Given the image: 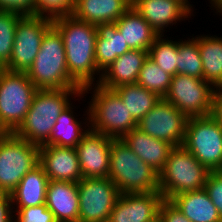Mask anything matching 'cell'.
Here are the masks:
<instances>
[{
	"instance_id": "1",
	"label": "cell",
	"mask_w": 222,
	"mask_h": 222,
	"mask_svg": "<svg viewBox=\"0 0 222 222\" xmlns=\"http://www.w3.org/2000/svg\"><path fill=\"white\" fill-rule=\"evenodd\" d=\"M52 22L63 39L69 76L82 89L99 84L102 73L97 69L95 59L96 25L81 21L73 15Z\"/></svg>"
},
{
	"instance_id": "3",
	"label": "cell",
	"mask_w": 222,
	"mask_h": 222,
	"mask_svg": "<svg viewBox=\"0 0 222 222\" xmlns=\"http://www.w3.org/2000/svg\"><path fill=\"white\" fill-rule=\"evenodd\" d=\"M26 74L37 89H82L69 76L63 39L53 25L45 32L40 50Z\"/></svg>"
},
{
	"instance_id": "12",
	"label": "cell",
	"mask_w": 222,
	"mask_h": 222,
	"mask_svg": "<svg viewBox=\"0 0 222 222\" xmlns=\"http://www.w3.org/2000/svg\"><path fill=\"white\" fill-rule=\"evenodd\" d=\"M52 20L24 15L16 26L15 39L9 64L4 68L12 72H27L36 58L45 32Z\"/></svg>"
},
{
	"instance_id": "36",
	"label": "cell",
	"mask_w": 222,
	"mask_h": 222,
	"mask_svg": "<svg viewBox=\"0 0 222 222\" xmlns=\"http://www.w3.org/2000/svg\"><path fill=\"white\" fill-rule=\"evenodd\" d=\"M0 10L35 16V0H0Z\"/></svg>"
},
{
	"instance_id": "34",
	"label": "cell",
	"mask_w": 222,
	"mask_h": 222,
	"mask_svg": "<svg viewBox=\"0 0 222 222\" xmlns=\"http://www.w3.org/2000/svg\"><path fill=\"white\" fill-rule=\"evenodd\" d=\"M14 222H57L46 203L26 208H13Z\"/></svg>"
},
{
	"instance_id": "39",
	"label": "cell",
	"mask_w": 222,
	"mask_h": 222,
	"mask_svg": "<svg viewBox=\"0 0 222 222\" xmlns=\"http://www.w3.org/2000/svg\"><path fill=\"white\" fill-rule=\"evenodd\" d=\"M210 115L222 126V85L214 88Z\"/></svg>"
},
{
	"instance_id": "19",
	"label": "cell",
	"mask_w": 222,
	"mask_h": 222,
	"mask_svg": "<svg viewBox=\"0 0 222 222\" xmlns=\"http://www.w3.org/2000/svg\"><path fill=\"white\" fill-rule=\"evenodd\" d=\"M147 58L146 50L134 49L125 52L102 72L99 85L115 89L122 85L136 84L139 71Z\"/></svg>"
},
{
	"instance_id": "6",
	"label": "cell",
	"mask_w": 222,
	"mask_h": 222,
	"mask_svg": "<svg viewBox=\"0 0 222 222\" xmlns=\"http://www.w3.org/2000/svg\"><path fill=\"white\" fill-rule=\"evenodd\" d=\"M210 171L183 146L174 147L159 173V189L164 199L205 188Z\"/></svg>"
},
{
	"instance_id": "32",
	"label": "cell",
	"mask_w": 222,
	"mask_h": 222,
	"mask_svg": "<svg viewBox=\"0 0 222 222\" xmlns=\"http://www.w3.org/2000/svg\"><path fill=\"white\" fill-rule=\"evenodd\" d=\"M23 16L17 12L0 10V69L10 62L16 26Z\"/></svg>"
},
{
	"instance_id": "30",
	"label": "cell",
	"mask_w": 222,
	"mask_h": 222,
	"mask_svg": "<svg viewBox=\"0 0 222 222\" xmlns=\"http://www.w3.org/2000/svg\"><path fill=\"white\" fill-rule=\"evenodd\" d=\"M164 37V38H163ZM158 35L148 50V57L163 71L172 76L177 74V40Z\"/></svg>"
},
{
	"instance_id": "5",
	"label": "cell",
	"mask_w": 222,
	"mask_h": 222,
	"mask_svg": "<svg viewBox=\"0 0 222 222\" xmlns=\"http://www.w3.org/2000/svg\"><path fill=\"white\" fill-rule=\"evenodd\" d=\"M87 93L93 94L88 104L91 130L112 139H122L137 128V122L113 89L95 84L82 89L84 96Z\"/></svg>"
},
{
	"instance_id": "7",
	"label": "cell",
	"mask_w": 222,
	"mask_h": 222,
	"mask_svg": "<svg viewBox=\"0 0 222 222\" xmlns=\"http://www.w3.org/2000/svg\"><path fill=\"white\" fill-rule=\"evenodd\" d=\"M37 90L26 72L0 69V126L6 133L23 123Z\"/></svg>"
},
{
	"instance_id": "25",
	"label": "cell",
	"mask_w": 222,
	"mask_h": 222,
	"mask_svg": "<svg viewBox=\"0 0 222 222\" xmlns=\"http://www.w3.org/2000/svg\"><path fill=\"white\" fill-rule=\"evenodd\" d=\"M170 201L191 222H222L218 209L205 189L178 194Z\"/></svg>"
},
{
	"instance_id": "24",
	"label": "cell",
	"mask_w": 222,
	"mask_h": 222,
	"mask_svg": "<svg viewBox=\"0 0 222 222\" xmlns=\"http://www.w3.org/2000/svg\"><path fill=\"white\" fill-rule=\"evenodd\" d=\"M97 40L95 45V59L97 69L102 73L119 56L131 49L117 29L116 23L96 25Z\"/></svg>"
},
{
	"instance_id": "29",
	"label": "cell",
	"mask_w": 222,
	"mask_h": 222,
	"mask_svg": "<svg viewBox=\"0 0 222 222\" xmlns=\"http://www.w3.org/2000/svg\"><path fill=\"white\" fill-rule=\"evenodd\" d=\"M177 41V74L203 79V67L197 40Z\"/></svg>"
},
{
	"instance_id": "27",
	"label": "cell",
	"mask_w": 222,
	"mask_h": 222,
	"mask_svg": "<svg viewBox=\"0 0 222 222\" xmlns=\"http://www.w3.org/2000/svg\"><path fill=\"white\" fill-rule=\"evenodd\" d=\"M203 67V79L214 88L222 85V36L196 35Z\"/></svg>"
},
{
	"instance_id": "35",
	"label": "cell",
	"mask_w": 222,
	"mask_h": 222,
	"mask_svg": "<svg viewBox=\"0 0 222 222\" xmlns=\"http://www.w3.org/2000/svg\"><path fill=\"white\" fill-rule=\"evenodd\" d=\"M222 219V171H212L207 177L204 188Z\"/></svg>"
},
{
	"instance_id": "11",
	"label": "cell",
	"mask_w": 222,
	"mask_h": 222,
	"mask_svg": "<svg viewBox=\"0 0 222 222\" xmlns=\"http://www.w3.org/2000/svg\"><path fill=\"white\" fill-rule=\"evenodd\" d=\"M79 222H107L121 194L109 178H82L77 182Z\"/></svg>"
},
{
	"instance_id": "41",
	"label": "cell",
	"mask_w": 222,
	"mask_h": 222,
	"mask_svg": "<svg viewBox=\"0 0 222 222\" xmlns=\"http://www.w3.org/2000/svg\"><path fill=\"white\" fill-rule=\"evenodd\" d=\"M180 1H182L192 12L194 11L193 10L194 8H192L193 4H190L189 0H180Z\"/></svg>"
},
{
	"instance_id": "16",
	"label": "cell",
	"mask_w": 222,
	"mask_h": 222,
	"mask_svg": "<svg viewBox=\"0 0 222 222\" xmlns=\"http://www.w3.org/2000/svg\"><path fill=\"white\" fill-rule=\"evenodd\" d=\"M132 6L158 35H164L165 31L167 33L165 29L177 21L182 22L194 16L180 0H132Z\"/></svg>"
},
{
	"instance_id": "13",
	"label": "cell",
	"mask_w": 222,
	"mask_h": 222,
	"mask_svg": "<svg viewBox=\"0 0 222 222\" xmlns=\"http://www.w3.org/2000/svg\"><path fill=\"white\" fill-rule=\"evenodd\" d=\"M187 119L178 108L161 98L137 123V128L151 137L179 147L184 142Z\"/></svg>"
},
{
	"instance_id": "4",
	"label": "cell",
	"mask_w": 222,
	"mask_h": 222,
	"mask_svg": "<svg viewBox=\"0 0 222 222\" xmlns=\"http://www.w3.org/2000/svg\"><path fill=\"white\" fill-rule=\"evenodd\" d=\"M108 178L121 194L160 192L159 173L138 157L122 139H113Z\"/></svg>"
},
{
	"instance_id": "10",
	"label": "cell",
	"mask_w": 222,
	"mask_h": 222,
	"mask_svg": "<svg viewBox=\"0 0 222 222\" xmlns=\"http://www.w3.org/2000/svg\"><path fill=\"white\" fill-rule=\"evenodd\" d=\"M214 87L204 79L176 74L164 99L187 118L211 114Z\"/></svg>"
},
{
	"instance_id": "2",
	"label": "cell",
	"mask_w": 222,
	"mask_h": 222,
	"mask_svg": "<svg viewBox=\"0 0 222 222\" xmlns=\"http://www.w3.org/2000/svg\"><path fill=\"white\" fill-rule=\"evenodd\" d=\"M76 97L84 98L82 89H38L23 123L14 134L29 143L44 145L50 139L56 119Z\"/></svg>"
},
{
	"instance_id": "9",
	"label": "cell",
	"mask_w": 222,
	"mask_h": 222,
	"mask_svg": "<svg viewBox=\"0 0 222 222\" xmlns=\"http://www.w3.org/2000/svg\"><path fill=\"white\" fill-rule=\"evenodd\" d=\"M182 146L210 172L222 171V126L211 115L187 119Z\"/></svg>"
},
{
	"instance_id": "26",
	"label": "cell",
	"mask_w": 222,
	"mask_h": 222,
	"mask_svg": "<svg viewBox=\"0 0 222 222\" xmlns=\"http://www.w3.org/2000/svg\"><path fill=\"white\" fill-rule=\"evenodd\" d=\"M117 29L131 50L148 51L158 36L157 32L131 6L116 22Z\"/></svg>"
},
{
	"instance_id": "17",
	"label": "cell",
	"mask_w": 222,
	"mask_h": 222,
	"mask_svg": "<svg viewBox=\"0 0 222 222\" xmlns=\"http://www.w3.org/2000/svg\"><path fill=\"white\" fill-rule=\"evenodd\" d=\"M39 164L49 180L77 183L83 178L76 148L41 145Z\"/></svg>"
},
{
	"instance_id": "21",
	"label": "cell",
	"mask_w": 222,
	"mask_h": 222,
	"mask_svg": "<svg viewBox=\"0 0 222 222\" xmlns=\"http://www.w3.org/2000/svg\"><path fill=\"white\" fill-rule=\"evenodd\" d=\"M131 6L132 0H75L72 15L93 25L114 23Z\"/></svg>"
},
{
	"instance_id": "38",
	"label": "cell",
	"mask_w": 222,
	"mask_h": 222,
	"mask_svg": "<svg viewBox=\"0 0 222 222\" xmlns=\"http://www.w3.org/2000/svg\"><path fill=\"white\" fill-rule=\"evenodd\" d=\"M0 222H14V211L10 194L0 193Z\"/></svg>"
},
{
	"instance_id": "15",
	"label": "cell",
	"mask_w": 222,
	"mask_h": 222,
	"mask_svg": "<svg viewBox=\"0 0 222 222\" xmlns=\"http://www.w3.org/2000/svg\"><path fill=\"white\" fill-rule=\"evenodd\" d=\"M163 200L160 192L120 194L107 222H153Z\"/></svg>"
},
{
	"instance_id": "43",
	"label": "cell",
	"mask_w": 222,
	"mask_h": 222,
	"mask_svg": "<svg viewBox=\"0 0 222 222\" xmlns=\"http://www.w3.org/2000/svg\"><path fill=\"white\" fill-rule=\"evenodd\" d=\"M153 222H162L160 219H159V217L155 220V221H153Z\"/></svg>"
},
{
	"instance_id": "33",
	"label": "cell",
	"mask_w": 222,
	"mask_h": 222,
	"mask_svg": "<svg viewBox=\"0 0 222 222\" xmlns=\"http://www.w3.org/2000/svg\"><path fill=\"white\" fill-rule=\"evenodd\" d=\"M75 8V0H35V16L55 20L70 16Z\"/></svg>"
},
{
	"instance_id": "40",
	"label": "cell",
	"mask_w": 222,
	"mask_h": 222,
	"mask_svg": "<svg viewBox=\"0 0 222 222\" xmlns=\"http://www.w3.org/2000/svg\"><path fill=\"white\" fill-rule=\"evenodd\" d=\"M209 1H210L209 3L211 4V6L209 7H211V10H216L215 14L219 13L218 15L221 14L220 16H222V0H209Z\"/></svg>"
},
{
	"instance_id": "18",
	"label": "cell",
	"mask_w": 222,
	"mask_h": 222,
	"mask_svg": "<svg viewBox=\"0 0 222 222\" xmlns=\"http://www.w3.org/2000/svg\"><path fill=\"white\" fill-rule=\"evenodd\" d=\"M46 205L57 222H79L77 183L49 180Z\"/></svg>"
},
{
	"instance_id": "31",
	"label": "cell",
	"mask_w": 222,
	"mask_h": 222,
	"mask_svg": "<svg viewBox=\"0 0 222 222\" xmlns=\"http://www.w3.org/2000/svg\"><path fill=\"white\" fill-rule=\"evenodd\" d=\"M171 79L172 75L163 71L148 57L139 71L136 84L164 98L169 90Z\"/></svg>"
},
{
	"instance_id": "8",
	"label": "cell",
	"mask_w": 222,
	"mask_h": 222,
	"mask_svg": "<svg viewBox=\"0 0 222 222\" xmlns=\"http://www.w3.org/2000/svg\"><path fill=\"white\" fill-rule=\"evenodd\" d=\"M39 161L40 146L6 133L0 139V193L11 194Z\"/></svg>"
},
{
	"instance_id": "20",
	"label": "cell",
	"mask_w": 222,
	"mask_h": 222,
	"mask_svg": "<svg viewBox=\"0 0 222 222\" xmlns=\"http://www.w3.org/2000/svg\"><path fill=\"white\" fill-rule=\"evenodd\" d=\"M122 140L131 150L154 170L160 173L174 148L167 141L156 139L135 128L128 132Z\"/></svg>"
},
{
	"instance_id": "23",
	"label": "cell",
	"mask_w": 222,
	"mask_h": 222,
	"mask_svg": "<svg viewBox=\"0 0 222 222\" xmlns=\"http://www.w3.org/2000/svg\"><path fill=\"white\" fill-rule=\"evenodd\" d=\"M49 178L39 164L29 171L10 194L13 208L35 207L46 203Z\"/></svg>"
},
{
	"instance_id": "14",
	"label": "cell",
	"mask_w": 222,
	"mask_h": 222,
	"mask_svg": "<svg viewBox=\"0 0 222 222\" xmlns=\"http://www.w3.org/2000/svg\"><path fill=\"white\" fill-rule=\"evenodd\" d=\"M112 138L91 129L76 146L83 178H108Z\"/></svg>"
},
{
	"instance_id": "37",
	"label": "cell",
	"mask_w": 222,
	"mask_h": 222,
	"mask_svg": "<svg viewBox=\"0 0 222 222\" xmlns=\"http://www.w3.org/2000/svg\"><path fill=\"white\" fill-rule=\"evenodd\" d=\"M159 219L162 222H191L170 200L167 199H164L160 205Z\"/></svg>"
},
{
	"instance_id": "28",
	"label": "cell",
	"mask_w": 222,
	"mask_h": 222,
	"mask_svg": "<svg viewBox=\"0 0 222 222\" xmlns=\"http://www.w3.org/2000/svg\"><path fill=\"white\" fill-rule=\"evenodd\" d=\"M138 123L161 99L156 93L138 85H122L113 89Z\"/></svg>"
},
{
	"instance_id": "42",
	"label": "cell",
	"mask_w": 222,
	"mask_h": 222,
	"mask_svg": "<svg viewBox=\"0 0 222 222\" xmlns=\"http://www.w3.org/2000/svg\"><path fill=\"white\" fill-rule=\"evenodd\" d=\"M6 134V131L0 126V139Z\"/></svg>"
},
{
	"instance_id": "22",
	"label": "cell",
	"mask_w": 222,
	"mask_h": 222,
	"mask_svg": "<svg viewBox=\"0 0 222 222\" xmlns=\"http://www.w3.org/2000/svg\"><path fill=\"white\" fill-rule=\"evenodd\" d=\"M74 104L71 103L56 119L50 139L44 145H56L61 147L76 148L83 136L90 129V118L88 107L85 118L77 120L74 112ZM88 118V119H87ZM83 121V122H82ZM84 124V126H83ZM84 128V129H83Z\"/></svg>"
}]
</instances>
